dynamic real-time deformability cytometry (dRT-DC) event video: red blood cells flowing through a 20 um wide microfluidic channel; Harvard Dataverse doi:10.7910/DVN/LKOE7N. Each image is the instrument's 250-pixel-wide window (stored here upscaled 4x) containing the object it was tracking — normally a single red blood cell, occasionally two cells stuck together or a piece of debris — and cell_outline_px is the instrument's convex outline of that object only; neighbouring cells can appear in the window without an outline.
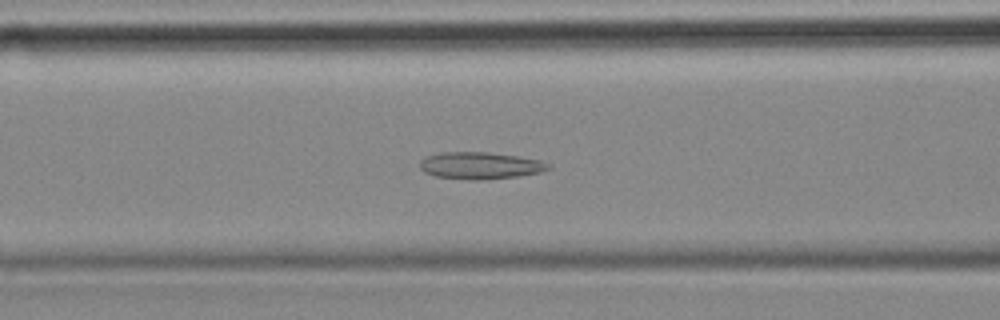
{"species": "common noctule bat (a hibernating species)", "species_latin": "Nyctalus noctula", "temperature_condition": "cold", "stored_images_in_passage": 57, "camera_frame_rate_fps": 3000, "um_per_image_px": 0.085, "animal": {"sex": "female", "body_mass_g": 18.4}, "frame": {"image": 1, "passage_image": 22, "time_ms": 7.0, "image_size_px": [1000, 320], "cell_outline_px": [[552, 168], [540, 172], [520, 176], [480, 180], [472, 180], [436, 176], [424, 172], [420, 168], [420, 160], [424, 156], [440, 152], [488, 152], [516, 156], [540, 160], [548, 164]], "centroid_in_image_um": [40.79, 14.07], "position_along_channel_um": 125.8, "area_um2": 20.23}}
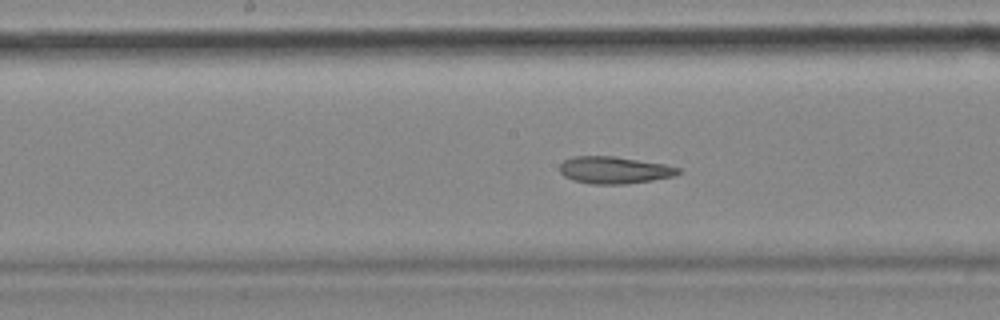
{"frame": {"image": 2, "passage_image": 28, "time_ms": 9.0, "image_size_px": [1000, 320], "cell_outline_px": [[684, 172], [676, 176], [628, 184], [592, 184], [572, 180], [564, 176], [560, 172], [560, 164], [564, 160], [572, 156], [616, 156], [664, 164], [680, 168]], "centroid_in_image_um": [52.24, 14.46], "position_along_channel_um": 196.0, "area_um2": 18.96}}
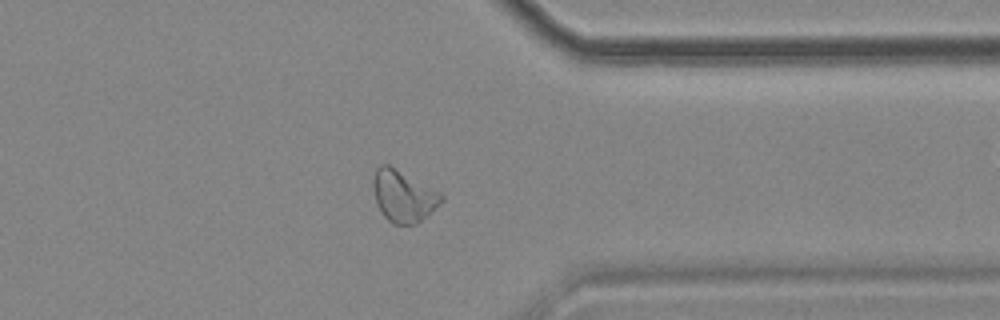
{"frame": {"image": 3, "passage_image": 44, "time_ms": 14.333, "image_size_px": [1000, 320], "cell_outline_px": [[444, 200], [416, 224], [392, 224], [384, 216], [376, 200], [372, 184], [372, 180], [376, 168], [380, 164], [388, 164], [440, 192], [444, 196]], "centroid_in_image_um": [34.27, 16.65], "position_along_channel_um": 377.1, "area_um2": 20.23}}